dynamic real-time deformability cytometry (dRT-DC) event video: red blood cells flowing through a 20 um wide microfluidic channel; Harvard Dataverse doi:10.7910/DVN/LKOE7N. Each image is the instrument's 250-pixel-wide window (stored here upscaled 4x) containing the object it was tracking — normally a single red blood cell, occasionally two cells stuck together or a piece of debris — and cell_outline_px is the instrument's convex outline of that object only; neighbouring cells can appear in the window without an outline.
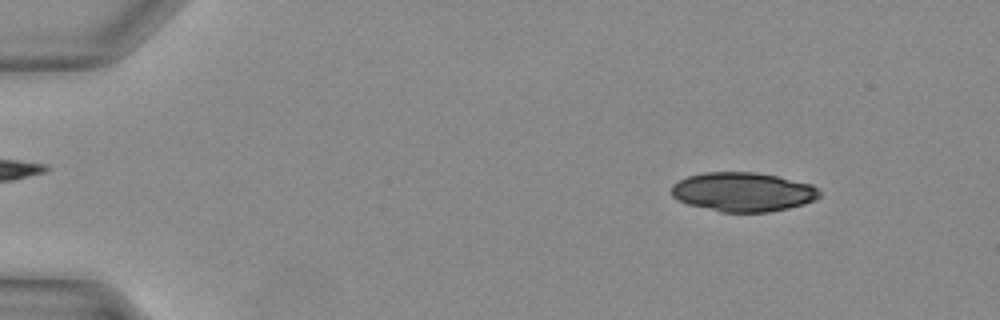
{"species": "Egyptian fruit bat (a non-hibernating species)", "species_latin": "Rousettus aegyptiacus", "temperature_condition": "warm", "stored_images_in_passage": 14, "camera_frame_rate_fps": 3000, "um_per_image_px": 0.085, "animal": {"sex": "female"}, "frame": {"image": 1, "passage_image": 4, "time_ms": 1.0, "image_size_px": [1000, 320], "cell_outline_px": [[820, 196], [816, 200], [804, 204], [788, 208], [768, 212], [720, 212], [688, 204], [676, 200], [672, 196], [672, 184], [688, 176], [704, 172], [756, 172], [776, 176], [812, 184], [820, 192]], "centroid_in_image_um": [63.15, 16.32], "position_along_channel_um": 21.9, "area_um2": 33.87}}